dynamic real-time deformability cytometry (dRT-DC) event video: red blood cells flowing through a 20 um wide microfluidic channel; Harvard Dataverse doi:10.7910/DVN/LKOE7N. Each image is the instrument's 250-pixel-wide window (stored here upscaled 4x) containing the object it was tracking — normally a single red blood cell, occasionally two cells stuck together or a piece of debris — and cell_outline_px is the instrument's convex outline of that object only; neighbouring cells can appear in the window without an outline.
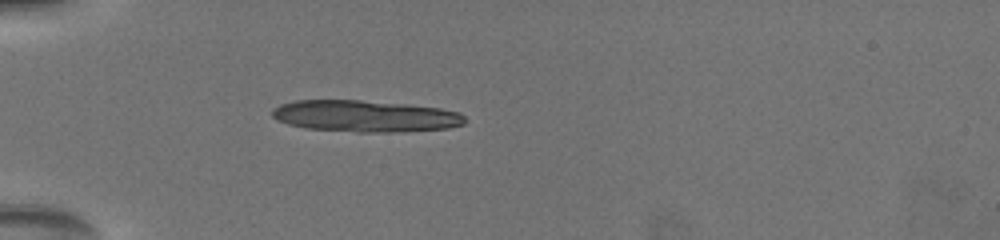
{"species": "common noctule bat (a hibernating species)", "species_latin": "Nyctalus noctula", "temperature_condition": "warm", "stored_images_in_passage": 18, "camera_frame_rate_fps": 3000, "um_per_image_px": 0.085, "animal": {"sex": "female", "body_mass_g": 19.5, "forearm_length_mm": 54.1}, "frame": {"image": 1, "passage_image": 1, "time_ms": 0.0, "image_size_px": [1000, 240], "cell_outline_px": [[464, 124], [448, 128], [396, 132], [356, 132], [304, 128], [288, 124], [276, 120], [272, 116], [272, 108], [280, 104], [296, 100], [360, 100], [404, 104], [440, 108], [460, 112], [464, 116]], "centroid_in_image_um": [31.0, 9.87], "position_along_channel_um": 54.0, "area_um2": 35.6}}